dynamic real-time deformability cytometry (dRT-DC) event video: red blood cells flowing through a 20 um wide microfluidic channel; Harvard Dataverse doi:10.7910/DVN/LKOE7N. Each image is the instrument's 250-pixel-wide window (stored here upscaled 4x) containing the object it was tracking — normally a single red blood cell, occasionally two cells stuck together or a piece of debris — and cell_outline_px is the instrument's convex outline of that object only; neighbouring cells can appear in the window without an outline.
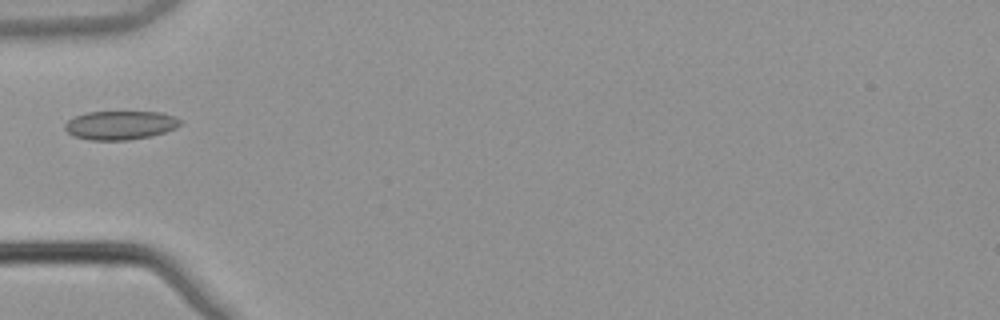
{"species": "common noctule bat (a hibernating species)", "species_latin": "Nyctalus noctula", "temperature_condition": "warm", "stored_images_in_passage": 1, "camera_frame_rate_fps": 3000, "um_per_image_px": 0.085, "animal": {"sex": "male", "body_mass_g": 21.5, "forearm_length_mm": 52.0}, "frame": {"image": 1, "passage_image": 1, "time_ms": 0.0, "image_size_px": [1000, 320], "cell_outline_px": [[180, 124], [176, 128], [164, 132], [148, 136], [128, 140], [92, 140], [72, 136], [64, 128], [64, 124], [68, 120], [76, 116], [88, 112], [160, 112], [172, 116], [180, 120]], "centroid_in_image_um": [10.18, 10.64], "position_along_channel_um": 74.8, "area_um2": 19.13}}